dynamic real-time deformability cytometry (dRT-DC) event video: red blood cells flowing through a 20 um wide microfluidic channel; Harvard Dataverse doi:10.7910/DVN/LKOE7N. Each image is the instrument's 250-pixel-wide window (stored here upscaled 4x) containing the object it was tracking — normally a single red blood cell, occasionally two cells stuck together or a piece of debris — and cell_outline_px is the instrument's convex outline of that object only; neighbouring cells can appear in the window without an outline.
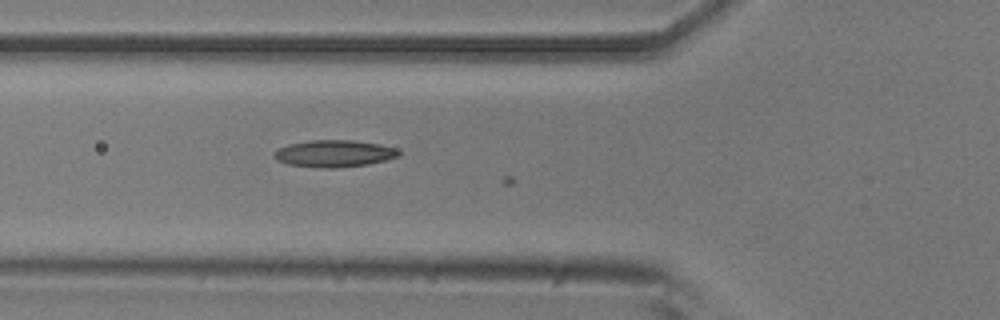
{"species": "common noctule bat (a hibernating species)", "species_latin": "Nyctalus noctula", "temperature_condition": "room temperature", "stored_images_in_passage": 20, "camera_frame_rate_fps": 3000, "um_per_image_px": 0.085, "animal": {"sex": "male", "body_mass_g": 20.5, "forearm_length_mm": 52.5}, "frame": {"image": 1, "passage_image": 18, "time_ms": 5.667, "image_size_px": [1000, 320], "cell_outline_px": [[400, 156], [368, 164], [336, 168], [324, 168], [288, 164], [276, 160], [272, 156], [272, 152], [288, 144], [312, 140], [352, 140], [380, 144], [396, 148], [400, 152]], "centroid_in_image_um": [28.39, 13.05], "position_along_channel_um": 97.4, "area_um2": 19.59}}